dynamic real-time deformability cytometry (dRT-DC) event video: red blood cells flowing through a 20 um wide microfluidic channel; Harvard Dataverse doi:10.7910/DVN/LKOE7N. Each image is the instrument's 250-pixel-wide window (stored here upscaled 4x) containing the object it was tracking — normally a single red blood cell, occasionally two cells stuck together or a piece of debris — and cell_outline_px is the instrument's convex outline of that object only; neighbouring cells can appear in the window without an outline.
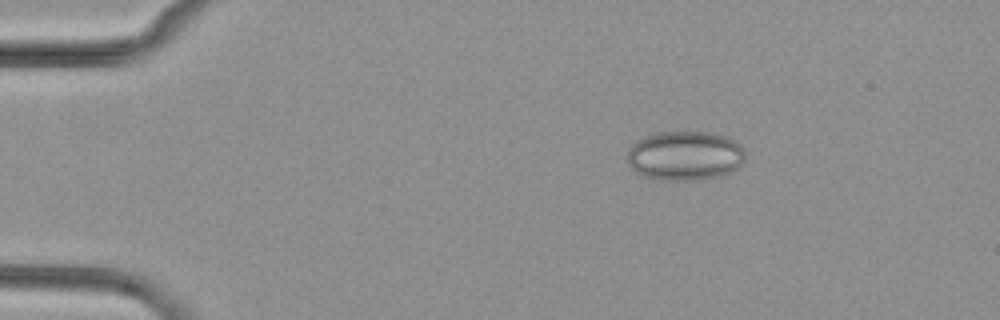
{"species": "common noctule bat (a hibernating species)", "species_latin": "Nyctalus noctula", "temperature_condition": "cold", "stored_images_in_passage": 3, "camera_frame_rate_fps": 3000, "um_per_image_px": 0.085, "animal": {"sex": "female", "body_mass_g": 29.2, "forearm_length_mm": 56.3}, "frame": {"image": 1, "passage_image": 1, "time_ms": 0.0, "image_size_px": [1000, 320], "cell_outline_px": [[744, 164], [740, 168], [732, 172], [720, 176], [688, 180], [668, 180], [644, 176], [636, 172], [628, 164], [628, 148], [636, 140], [656, 132], [712, 132], [728, 136], [740, 144], [744, 148]], "centroid_in_image_um": [58.26, 13.22], "position_along_channel_um": 26.7, "area_um2": 34.28}}